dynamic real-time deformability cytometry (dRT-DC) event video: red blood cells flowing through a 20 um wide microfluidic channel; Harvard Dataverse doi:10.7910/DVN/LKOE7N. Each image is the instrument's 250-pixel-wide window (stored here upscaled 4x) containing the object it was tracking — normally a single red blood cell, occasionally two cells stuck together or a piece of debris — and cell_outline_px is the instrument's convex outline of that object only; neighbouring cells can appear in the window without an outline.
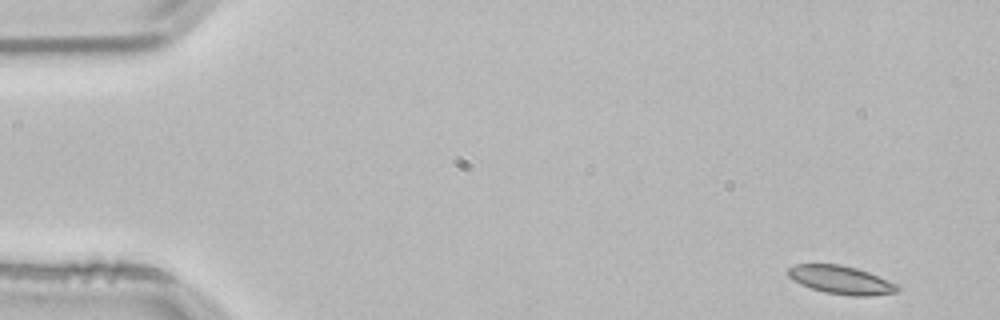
{"species": "common noctule bat (a hibernating species)", "species_latin": "Nyctalus noctula", "temperature_condition": "room temperature", "stored_images_in_passage": 51, "camera_frame_rate_fps": 3000, "um_per_image_px": 0.085, "animal": {"sex": "male", "body_mass_g": 21.5, "forearm_length_mm": 52.0}, "frame": {"image": 1, "passage_image": 1, "time_ms": 0.0, "image_size_px": [1000, 320], "cell_outline_px": [[900, 288], [896, 292], [868, 296], [852, 296], [824, 292], [800, 284], [792, 280], [788, 276], [788, 268], [796, 264], [840, 264], [856, 268], [868, 272], [896, 284]], "centroid_in_image_um": [71.45, 23.79], "position_along_channel_um": 13.5, "area_um2": 17.86}}
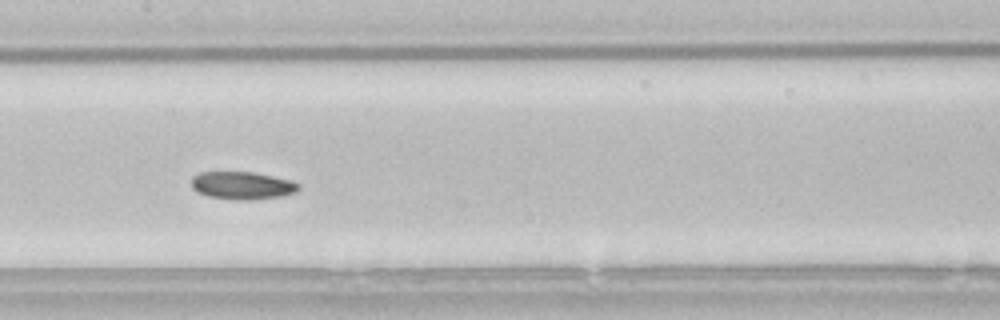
{"frame": {"image": 2, "passage_image": 24, "time_ms": 7.667, "image_size_px": [1000, 320], "cell_outline_px": [[300, 188], [296, 192], [280, 196], [248, 200], [236, 200], [208, 196], [196, 192], [192, 188], [192, 176], [200, 172], [252, 172], [292, 180], [300, 184]], "centroid_in_image_um": [20.58, 15.76], "position_along_channel_um": 186.8, "area_um2": 17.34}}
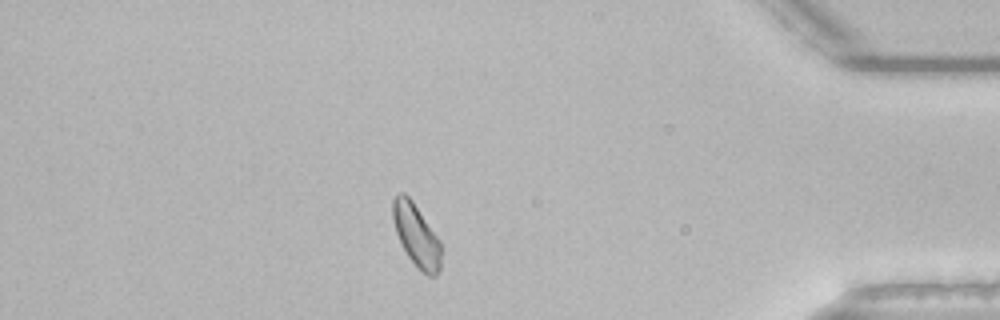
{"frame": {"image": 3, "passage_image": 44, "time_ms": 14.333, "image_size_px": [1000, 320], "cell_outline_px": [[440, 268], [436, 276], [428, 276], [408, 256], [396, 232], [392, 216], [392, 200], [396, 192], [404, 192], [412, 200], [440, 240]], "centroid_in_image_um": [35.37, 19.94], "position_along_channel_um": 399.8, "area_um2": 17.28}, "authors_computed_cell_mechanics": {"area_um2": 17.5134, "velocity_mm_per_s": 3.7946, "shape_relaxation_time_tau1_ms": 6.8537, "shape_relaxation_time_tau2_ms": null, "deformation_change_tau1": 0.1019, "deformation_change_tau2": null}}